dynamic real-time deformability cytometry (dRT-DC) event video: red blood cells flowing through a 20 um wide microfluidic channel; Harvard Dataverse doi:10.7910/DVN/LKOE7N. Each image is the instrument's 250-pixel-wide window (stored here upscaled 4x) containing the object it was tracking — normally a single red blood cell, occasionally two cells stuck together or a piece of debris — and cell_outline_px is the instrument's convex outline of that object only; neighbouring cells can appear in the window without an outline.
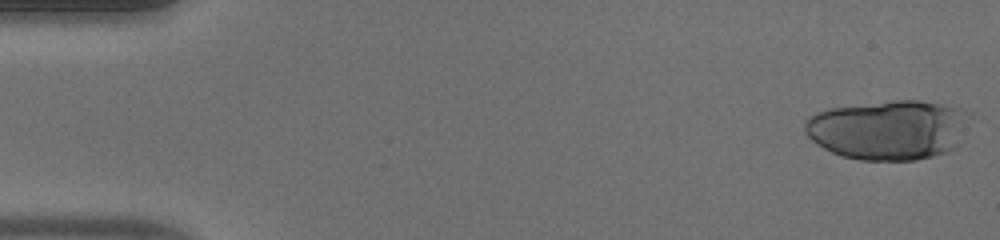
{"species": "human", "species_latin": "Homo sapiens", "temperature_condition": "warm", "stored_images_in_passage": 38, "camera_frame_rate_fps": 3000, "um_per_image_px": 0.085, "donor": {"sex": "male"}, "frame": {"image": 1, "passage_image": 1, "time_ms": 0.0, "image_size_px": [1000, 240], "cell_outline_px": [[976, 116], [956, 148], [948, 152], [916, 160], [860, 160], [840, 156], [816, 144], [804, 132], [804, 120], [808, 116], [816, 112], [832, 108], [892, 100], [920, 100], [964, 108], [972, 112]], "centroid_in_image_um": [75.62, 11.02], "position_along_channel_um": 9.4, "area_um2": 58.61}}
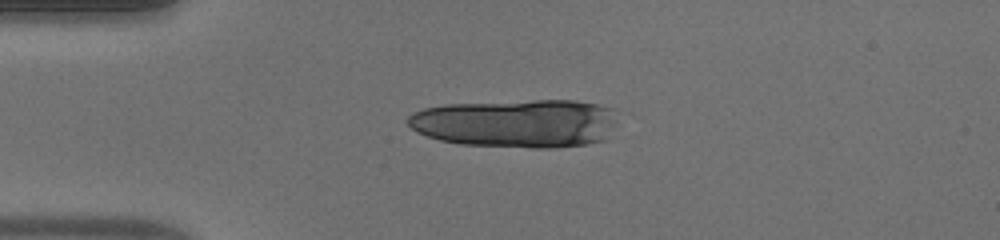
{"frame": {"image": 2, "passage_image": 12, "time_ms": 3.667, "image_size_px": [1000, 240], "cell_outline_px": [[612, 124], [604, 140], [588, 144], [552, 148], [536, 148], [460, 144], [440, 140], [416, 132], [408, 124], [408, 116], [412, 112], [424, 108], [444, 104], [532, 100], [576, 100], [596, 104], [612, 108]], "centroid_in_image_um": [43.82, 10.47], "position_along_channel_um": 41.2, "area_um2": 59.01}}